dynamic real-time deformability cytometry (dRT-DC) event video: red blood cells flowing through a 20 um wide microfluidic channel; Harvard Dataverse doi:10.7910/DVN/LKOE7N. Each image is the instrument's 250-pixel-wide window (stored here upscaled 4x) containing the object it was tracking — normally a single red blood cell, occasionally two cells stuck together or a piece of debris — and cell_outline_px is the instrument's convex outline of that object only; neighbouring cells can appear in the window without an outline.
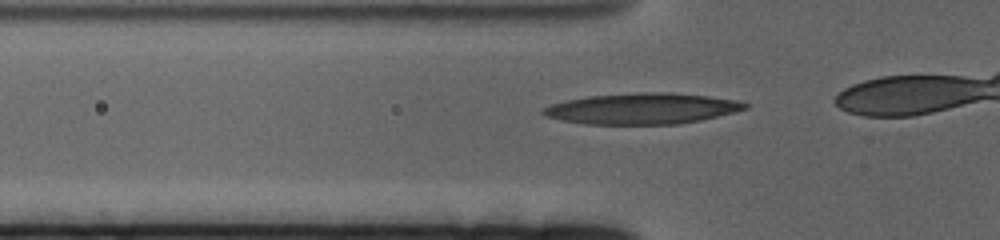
{"species": "human", "species_latin": "Homo sapiens", "temperature_condition": "cold", "stored_images_in_passage": 19, "camera_frame_rate_fps": 3000, "um_per_image_px": 0.085, "donor": {"sex": "female"}, "frame": {"image": 1, "passage_image": 12, "time_ms": 3.667, "image_size_px": [1000, 240], "cell_outline_px": [[748, 108], [736, 112], [700, 120], [676, 124], [584, 124], [560, 120], [544, 116], [540, 112], [540, 108], [564, 100], [588, 96], [636, 92], [668, 92], [708, 96], [736, 100], [748, 104]], "centroid_in_image_um": [54.52, 9.23], "position_along_channel_um": 71.3, "area_um2": 36.65}}
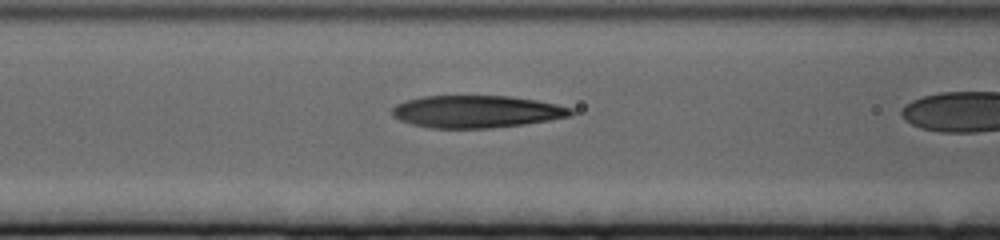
{"frame": {"image": 2, "passage_image": 17, "time_ms": 5.333, "image_size_px": [1000, 240], "cell_outline_px": [[576, 112], [572, 116], [524, 124], [488, 128], [432, 128], [412, 124], [400, 120], [392, 116], [392, 108], [396, 104], [408, 100], [424, 96], [508, 96], [536, 100], [556, 104], [572, 108]], "centroid_in_image_um": [40.52, 9.48], "position_along_channel_um": 126.1, "area_um2": 33.58}}